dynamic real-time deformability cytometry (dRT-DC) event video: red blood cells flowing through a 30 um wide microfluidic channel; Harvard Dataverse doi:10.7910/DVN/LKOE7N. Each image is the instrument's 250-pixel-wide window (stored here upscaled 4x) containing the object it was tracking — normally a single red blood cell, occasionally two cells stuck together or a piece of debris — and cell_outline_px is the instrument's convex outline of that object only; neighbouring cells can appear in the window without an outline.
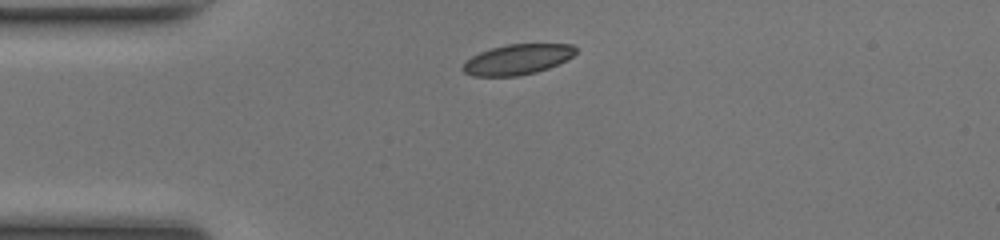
{"species": "common noctule bat (a hibernating species)", "species_latin": "Nyctalus noctula", "temperature_condition": "room temperature", "stored_images_in_passage": 33, "camera_frame_rate_fps": 3000, "um_per_image_px": 0.085, "animal": {"sex": "female", "body_mass_g": 17.0, "forearm_length_mm": 48.0}, "frame": {"image": 1, "passage_image": 1, "time_ms": 0.0, "image_size_px": [1000, 240], "cell_outline_px": [[576, 52], [572, 56], [548, 68], [536, 72], [516, 76], [472, 76], [464, 72], [460, 68], [472, 56], [480, 52], [492, 48], [508, 44], [572, 44], [576, 48]], "centroid_in_image_um": [43.96, 5.05], "position_along_channel_um": 41.0, "area_um2": 19.71}}
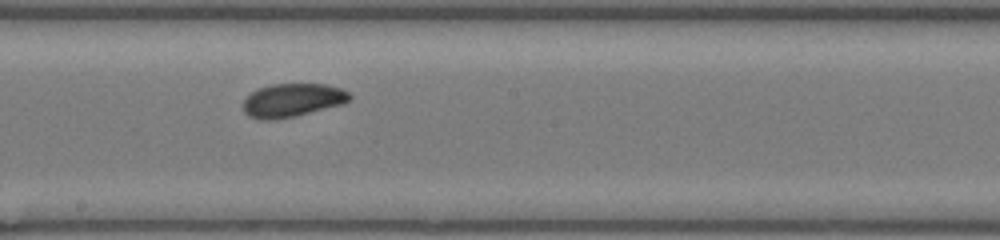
{"frame": {"image": 2, "passage_image": 16, "time_ms": 5.0, "image_size_px": [1000, 240], "cell_outline_px": [[352, 96], [344, 104], [296, 116], [268, 120], [260, 120], [248, 116], [244, 112], [244, 100], [256, 88], [272, 84], [324, 84], [340, 88], [348, 92]], "centroid_in_image_um": [24.85, 8.52], "position_along_channel_um": 223.4, "area_um2": 20.75}}
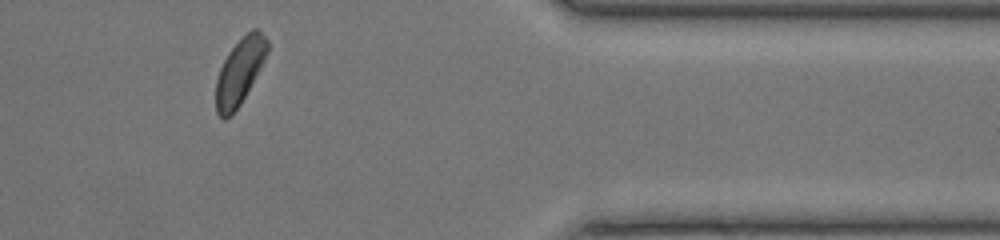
{"frame": {"image": 3, "passage_image": 30, "time_ms": 9.667, "image_size_px": [1000, 240], "cell_outline_px": [[268, 52], [264, 60], [240, 104], [232, 116], [224, 120], [216, 112], [216, 80], [220, 68], [228, 52], [252, 28], [260, 28], [268, 40]], "centroid_in_image_um": [20.37, 6.08], "position_along_channel_um": 391.0, "area_um2": 19.59}, "authors_computed_cell_mechanics": {"area_um2": 20.519, "velocity_mm_per_s": 4.1619, "shape_relaxation_time_tau1_ms": 3.8535, "shape_relaxation_time_tau2_ms": 4.7912, "deformation_change_tau1": 0.1283, "deformation_change_tau2": 0.0818}}